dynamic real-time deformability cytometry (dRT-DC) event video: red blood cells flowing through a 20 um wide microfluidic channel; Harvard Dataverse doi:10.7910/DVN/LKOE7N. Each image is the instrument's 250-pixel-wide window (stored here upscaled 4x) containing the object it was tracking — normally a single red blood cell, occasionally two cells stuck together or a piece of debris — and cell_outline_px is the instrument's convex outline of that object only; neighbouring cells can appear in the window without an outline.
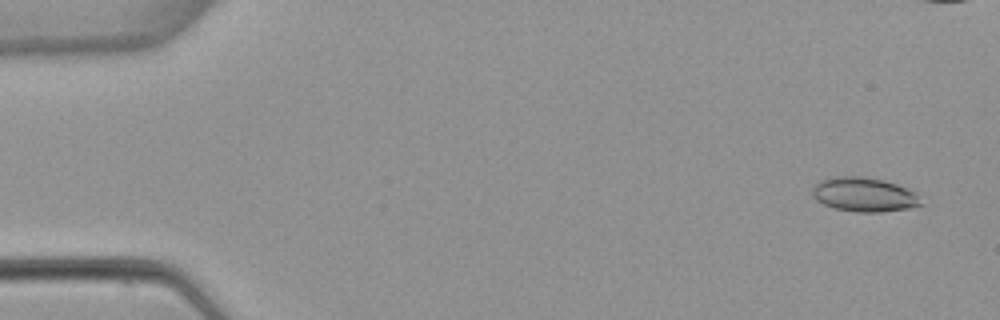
{"species": "common noctule bat (a hibernating species)", "species_latin": "Nyctalus noctula", "temperature_condition": "warm", "stored_images_in_passage": 7, "camera_frame_rate_fps": 3000, "um_per_image_px": 0.085, "animal": {"sex": "female", "body_mass_g": 22.7, "forearm_length_mm": 54.2}, "frame": {"image": 1, "passage_image": 1, "time_ms": 0.0, "image_size_px": [1000, 320], "cell_outline_px": [[924, 204], [908, 208], [880, 212], [856, 212], [836, 208], [824, 204], [816, 200], [812, 196], [812, 188], [820, 180], [832, 176], [864, 176], [884, 180], [896, 184], [916, 192]], "centroid_in_image_um": [73.44, 16.53], "position_along_channel_um": 11.6, "area_um2": 21.79}}
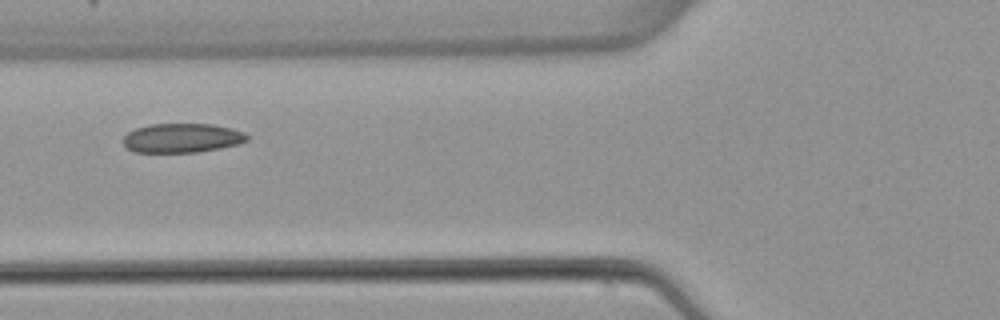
{"frame": {"image": 2, "passage_image": 6, "time_ms": 7.667, "image_size_px": [1000, 320], "cell_outline_px": [[248, 140], [240, 144], [220, 148], [196, 152], [132, 152], [124, 144], [124, 136], [128, 132], [136, 128], [152, 124], [212, 124], [232, 128], [244, 132], [248, 136]], "centroid_in_image_um": [15.5, 11.73], "position_along_channel_um": 110.3, "area_um2": 21.1}}
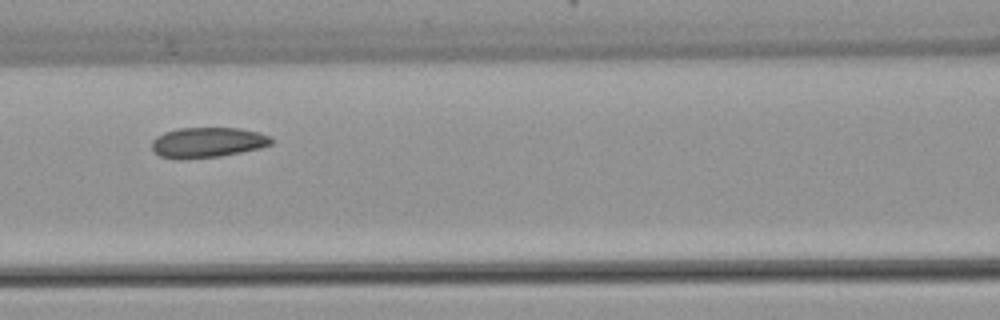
{"frame": {"image": 3, "passage_image": 7, "time_ms": 8.667, "image_size_px": [1000, 320], "cell_outline_px": [[272, 144], [260, 148], [220, 156], [160, 156], [152, 152], [152, 140], [156, 136], [164, 132], [176, 128], [240, 128], [260, 132], [268, 136], [272, 140]], "centroid_in_image_um": [17.67, 12.05], "position_along_channel_um": 148.9, "area_um2": 20.4}}